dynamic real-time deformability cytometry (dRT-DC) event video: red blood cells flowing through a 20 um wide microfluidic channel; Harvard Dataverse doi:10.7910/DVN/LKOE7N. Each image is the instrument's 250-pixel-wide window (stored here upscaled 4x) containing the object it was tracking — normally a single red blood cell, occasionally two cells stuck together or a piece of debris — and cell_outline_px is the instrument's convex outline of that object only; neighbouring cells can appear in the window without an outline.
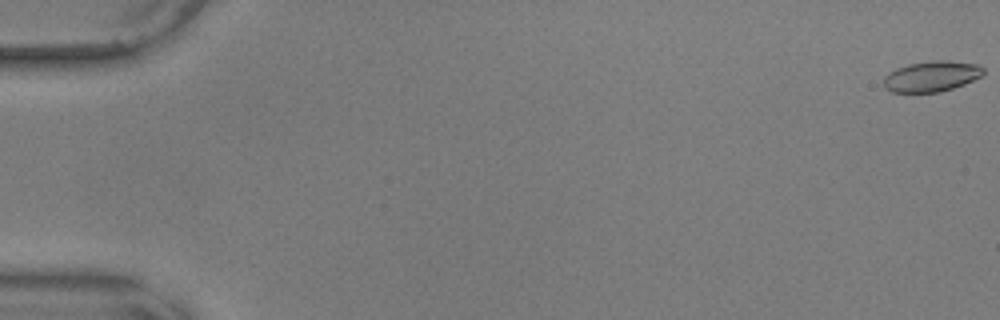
{"species": "common noctule bat (a hibernating species)", "species_latin": "Nyctalus noctula", "temperature_condition": "warm", "stored_images_in_passage": 57, "camera_frame_rate_fps": 3000, "um_per_image_px": 0.085, "animal": {"sex": "male", "body_mass_g": 17.9, "forearm_length_mm": 54.2}, "frame": {"image": 1, "passage_image": 1, "time_ms": 0.0, "image_size_px": [1000, 320], "cell_outline_px": [[984, 72], [980, 76], [964, 84], [940, 92], [892, 92], [884, 88], [884, 76], [888, 72], [896, 68], [908, 64], [932, 60], [944, 60], [976, 64], [984, 68]], "centroid_in_image_um": [79.14, 6.48], "position_along_channel_um": 5.9, "area_um2": 17.74}}
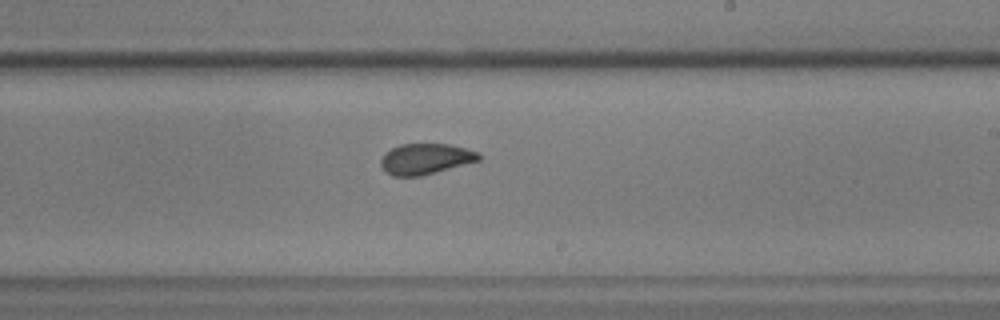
{"frame": {"image": 2, "passage_image": 35, "time_ms": 11.333, "image_size_px": [1000, 320], "cell_outline_px": [[480, 160], [436, 172], [420, 176], [392, 176], [380, 164], [380, 160], [392, 148], [400, 144], [448, 144], [480, 152]], "centroid_in_image_um": [36.19, 13.5], "position_along_channel_um": 252.8, "area_um2": 17.28}}
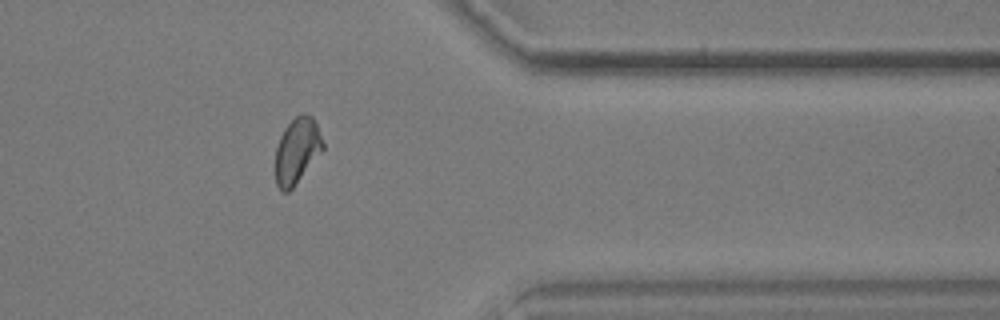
{"frame": {"image": 3, "passage_image": 47, "time_ms": 15.333, "image_size_px": [1000, 320], "cell_outline_px": [[324, 148], [292, 188], [288, 192], [280, 192], [276, 184], [276, 148], [280, 136], [284, 128], [300, 112], [304, 112], [312, 116], [316, 124], [324, 144]], "centroid_in_image_um": [25.23, 12.79], "position_along_channel_um": 386.2, "area_um2": 18.03}}